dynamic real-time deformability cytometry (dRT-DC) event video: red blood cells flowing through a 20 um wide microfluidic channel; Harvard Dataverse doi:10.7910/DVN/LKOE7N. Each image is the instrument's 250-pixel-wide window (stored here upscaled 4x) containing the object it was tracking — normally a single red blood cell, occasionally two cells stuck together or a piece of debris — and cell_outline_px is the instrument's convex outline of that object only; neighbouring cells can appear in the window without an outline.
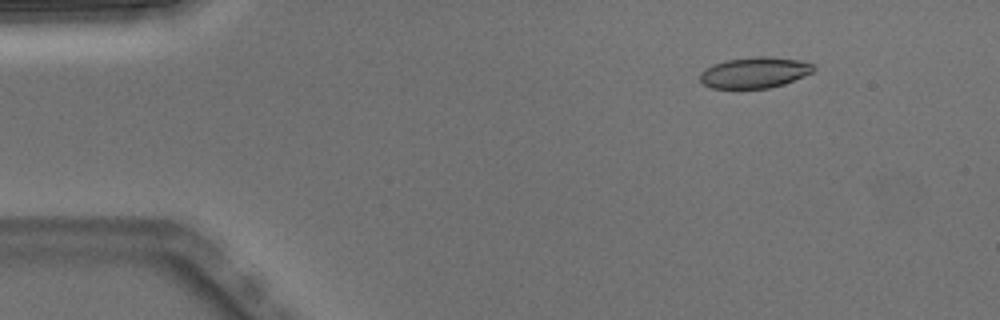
{"species": "Egyptian fruit bat (a non-hibernating species)", "species_latin": "Rousettus aegyptiacus", "temperature_condition": "warm", "stored_images_in_passage": 4, "camera_frame_rate_fps": 3000, "um_per_image_px": 0.085, "animal": {"sex": "male"}, "frame": {"image": 1, "passage_image": 2, "time_ms": 0.333, "image_size_px": [1000, 320], "cell_outline_px": [[816, 68], [812, 72], [804, 76], [784, 84], [768, 88], [712, 88], [704, 84], [700, 80], [700, 72], [704, 68], [712, 64], [728, 60], [756, 56], [768, 56], [800, 60], [812, 64]], "centroid_in_image_um": [64.13, 6.16], "position_along_channel_um": 20.9, "area_um2": 20.46}}